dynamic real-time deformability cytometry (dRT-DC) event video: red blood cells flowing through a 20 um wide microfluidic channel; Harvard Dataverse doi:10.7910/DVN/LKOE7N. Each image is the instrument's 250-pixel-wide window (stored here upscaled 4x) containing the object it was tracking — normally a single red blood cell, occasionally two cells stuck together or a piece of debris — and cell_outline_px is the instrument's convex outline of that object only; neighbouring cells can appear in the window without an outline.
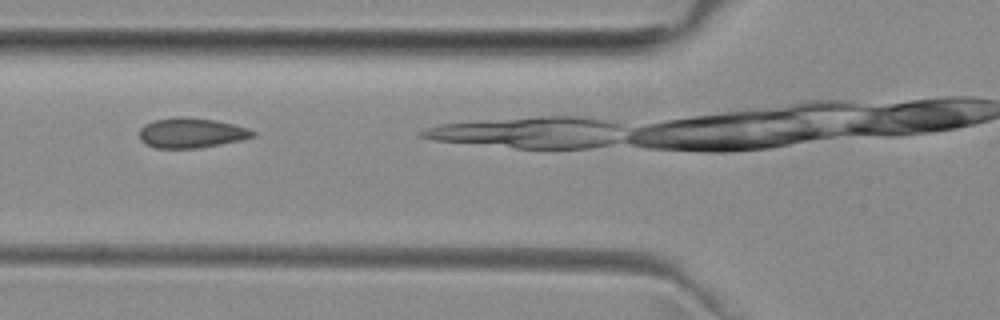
{"species": "common noctule bat (a hibernating species)", "species_latin": "Nyctalus noctula", "temperature_condition": "room temperature", "stored_images_in_passage": 5, "camera_frame_rate_fps": 3000, "um_per_image_px": 0.085, "animal": {"sex": "female", "body_mass_g": 29.2, "forearm_length_mm": 56.3}, "frame": {"image": 1, "passage_image": 3, "time_ms": 4.667, "image_size_px": [1000, 320], "cell_outline_px": [[256, 136], [240, 140], [220, 144], [196, 148], [156, 148], [140, 140], [140, 128], [144, 124], [156, 120], [176, 116], [180, 116], [216, 120], [248, 128], [256, 132]], "centroid_in_image_um": [16.27, 11.29], "position_along_channel_um": 109.5, "area_um2": 19.71}}